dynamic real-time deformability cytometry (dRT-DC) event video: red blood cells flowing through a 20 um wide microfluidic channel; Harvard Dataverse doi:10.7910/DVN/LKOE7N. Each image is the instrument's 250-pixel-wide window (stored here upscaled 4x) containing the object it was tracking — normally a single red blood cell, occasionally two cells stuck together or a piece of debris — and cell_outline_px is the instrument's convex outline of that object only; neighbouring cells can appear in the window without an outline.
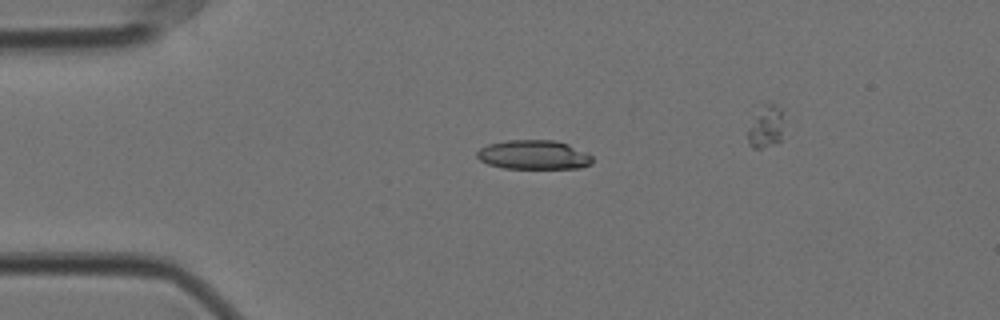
{"species": "Egyptian fruit bat (a non-hibernating species)", "species_latin": "Rousettus aegyptiacus", "temperature_condition": "cold", "stored_images_in_passage": 35, "camera_frame_rate_fps": 3000, "um_per_image_px": 0.085, "animal": {"sex": "female"}, "frame": {"image": 1, "passage_image": 1, "time_ms": 0.0, "image_size_px": [1000, 320], "cell_outline_px": [[592, 164], [580, 168], [504, 168], [488, 164], [480, 160], [476, 156], [476, 152], [480, 148], [488, 144], [504, 140], [556, 140], [568, 144], [588, 152], [592, 156]], "centroid_in_image_um": [45.37, 13.15], "position_along_channel_um": 39.6, "area_um2": 19.83}}
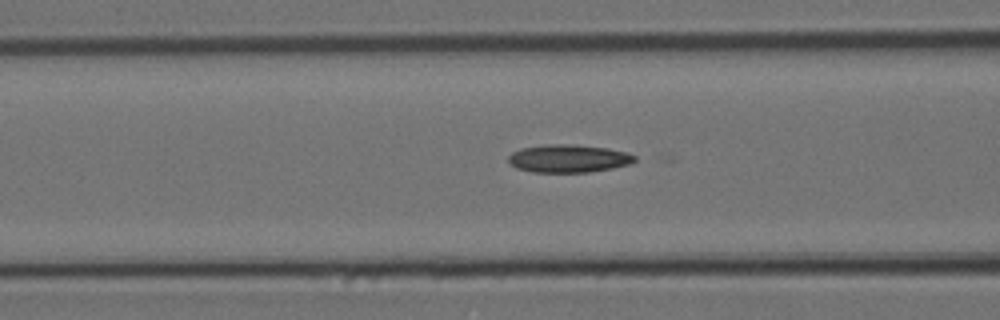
{"frame": {"image": 2, "passage_image": 10, "time_ms": 3.0, "image_size_px": [1000, 320], "cell_outline_px": [[636, 160], [628, 164], [612, 168], [588, 172], [532, 172], [516, 168], [508, 160], [508, 156], [512, 152], [520, 148], [552, 144], [572, 144], [608, 148], [628, 152], [636, 156]], "centroid_in_image_um": [48.32, 13.47], "position_along_channel_um": 118.3, "area_um2": 20.52}}
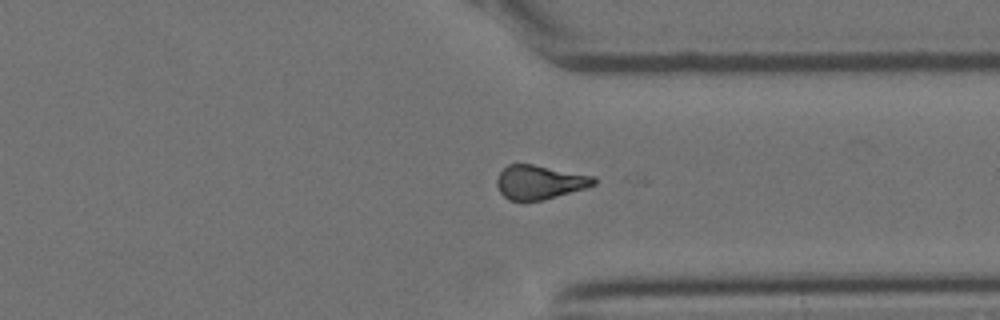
{"frame": {"image": 3, "passage_image": 31, "time_ms": 10.0, "image_size_px": [1000, 320], "cell_outline_px": [[596, 184], [584, 188], [544, 200], [508, 200], [500, 192], [496, 184], [496, 180], [500, 172], [508, 164], [532, 164], [596, 176]], "centroid_in_image_um": [45.87, 15.48], "position_along_channel_um": 365.5, "area_um2": 19.13}}